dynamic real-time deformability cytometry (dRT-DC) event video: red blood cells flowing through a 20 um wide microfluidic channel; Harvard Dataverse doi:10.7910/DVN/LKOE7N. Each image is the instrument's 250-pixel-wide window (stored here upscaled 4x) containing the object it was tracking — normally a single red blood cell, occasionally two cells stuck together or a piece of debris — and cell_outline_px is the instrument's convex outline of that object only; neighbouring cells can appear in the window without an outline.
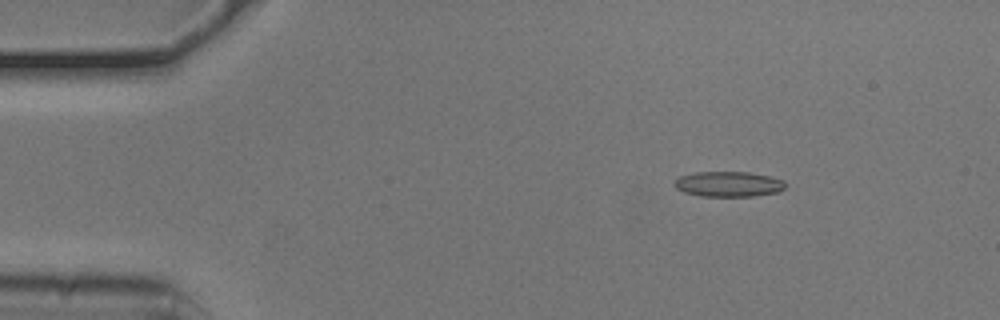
{"species": "common noctule bat (a hibernating species)", "species_latin": "Nyctalus noctula", "temperature_condition": "cold", "stored_images_in_passage": 17, "camera_frame_rate_fps": 3000, "um_per_image_px": 0.085, "animal": {"sex": "male", "body_mass_g": 20.5, "forearm_length_mm": 52.5}, "frame": {"image": 1, "passage_image": 8, "time_ms": 2.333, "image_size_px": [1000, 320], "cell_outline_px": [[788, 184], [784, 188], [776, 192], [752, 196], [700, 196], [684, 192], [676, 188], [676, 180], [680, 176], [696, 172], [748, 172], [768, 176], [784, 180]], "centroid_in_image_um": [61.95, 15.64], "position_along_channel_um": 23.1, "area_um2": 16.18}}
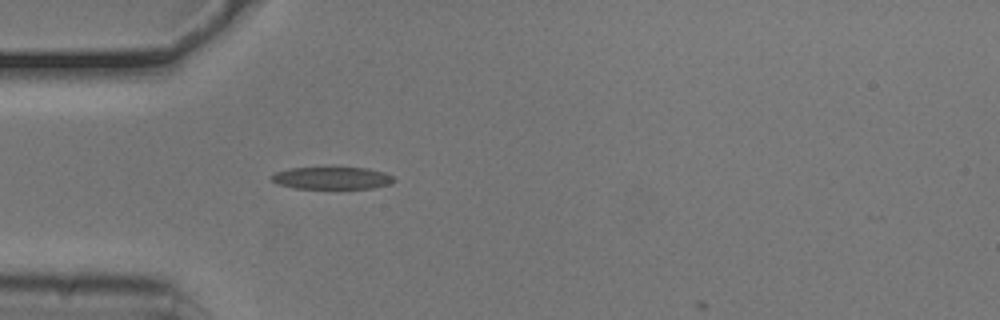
{"frame": {"image": 2, "passage_image": 16, "time_ms": 5.0, "image_size_px": [1000, 320], "cell_outline_px": [[396, 180], [392, 184], [372, 188], [296, 188], [276, 184], [272, 180], [272, 176], [276, 172], [288, 168], [368, 168], [384, 172], [392, 176]], "centroid_in_image_um": [28.25, 15.14], "position_along_channel_um": 56.8, "area_um2": 15.78}}